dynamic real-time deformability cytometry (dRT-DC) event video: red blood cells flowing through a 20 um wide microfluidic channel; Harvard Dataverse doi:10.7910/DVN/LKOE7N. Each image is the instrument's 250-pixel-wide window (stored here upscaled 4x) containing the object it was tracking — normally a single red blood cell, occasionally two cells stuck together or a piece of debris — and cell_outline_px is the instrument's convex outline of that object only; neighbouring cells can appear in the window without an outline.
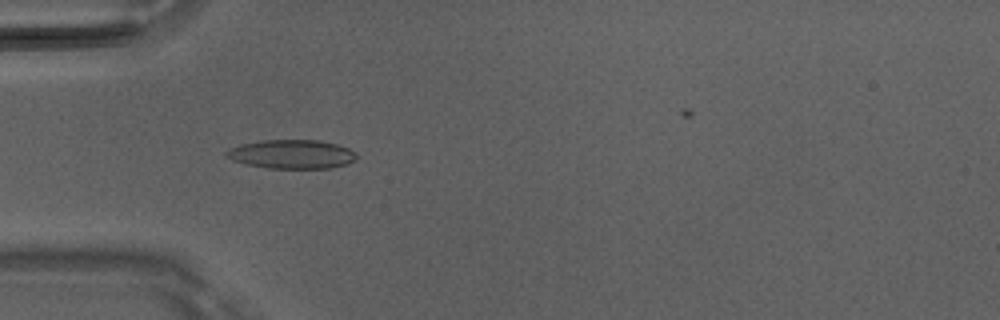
{"species": "Egyptian fruit bat (a non-hibernating species)", "species_latin": "Rousettus aegyptiacus", "temperature_condition": "room temperature", "stored_images_in_passage": 5, "camera_frame_rate_fps": 3000, "um_per_image_px": 0.085, "animal": {"sex": "male"}, "frame": {"image": 1, "passage_image": 4, "time_ms": 1.0, "image_size_px": [1000, 320], "cell_outline_px": [[360, 156], [356, 160], [348, 164], [332, 168], [264, 168], [244, 164], [232, 160], [224, 152], [228, 148], [240, 144], [264, 140], [320, 140], [336, 144], [348, 148], [356, 152]], "centroid_in_image_um": [24.83, 13.11], "position_along_channel_um": 60.2, "area_um2": 22.25}}